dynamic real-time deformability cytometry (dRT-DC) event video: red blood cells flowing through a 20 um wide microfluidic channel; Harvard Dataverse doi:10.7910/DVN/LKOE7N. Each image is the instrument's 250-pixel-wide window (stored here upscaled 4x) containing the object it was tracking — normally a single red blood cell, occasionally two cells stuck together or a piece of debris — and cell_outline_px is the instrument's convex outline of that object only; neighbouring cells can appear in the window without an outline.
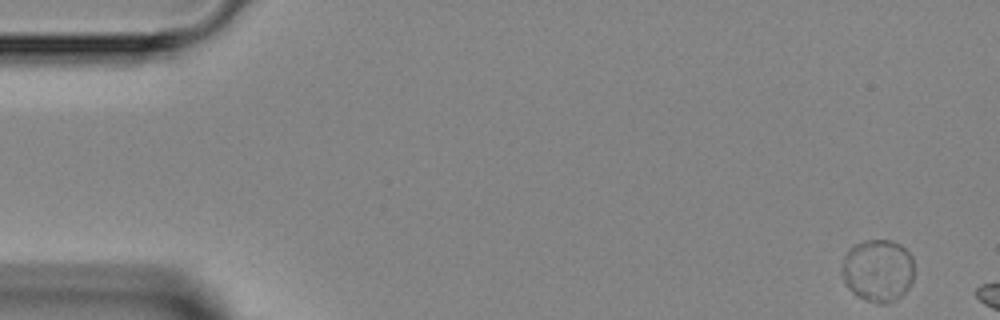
{"species": "Egyptian fruit bat (a non-hibernating species)", "species_latin": "Rousettus aegyptiacus", "temperature_condition": "room temperature", "stored_images_in_passage": 5, "camera_frame_rate_fps": 3000, "um_per_image_px": 0.085, "animal": {"sex": "female"}, "frame": {"image": 1, "passage_image": 1, "time_ms": 0.0, "image_size_px": [1000, 320], "cell_outline_px": [[912, 280], [908, 288], [900, 296], [888, 304], [880, 304], [864, 300], [856, 296], [844, 284], [840, 272], [844, 256], [848, 248], [864, 240], [888, 240], [900, 244], [912, 256]], "centroid_in_image_um": [74.57, 23.0], "position_along_channel_um": 10.4, "area_um2": 26.59}}